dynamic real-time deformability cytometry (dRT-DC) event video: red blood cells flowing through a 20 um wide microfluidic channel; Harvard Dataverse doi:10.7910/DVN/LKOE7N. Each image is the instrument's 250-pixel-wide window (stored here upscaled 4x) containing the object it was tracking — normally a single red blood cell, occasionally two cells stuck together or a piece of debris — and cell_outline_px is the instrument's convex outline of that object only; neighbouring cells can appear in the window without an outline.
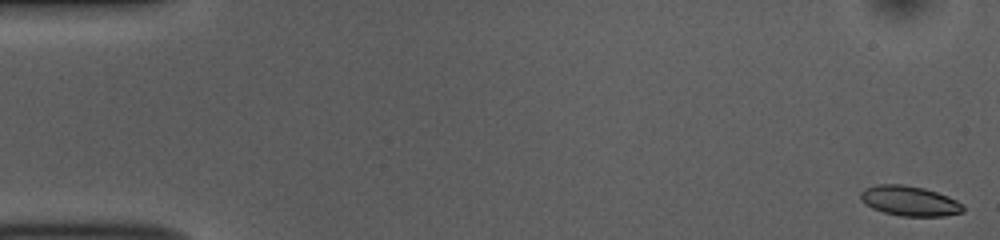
{"species": "common noctule bat (a hibernating species)", "species_latin": "Nyctalus noctula", "temperature_condition": "room temperature", "stored_images_in_passage": 53, "camera_frame_rate_fps": 3000, "um_per_image_px": 0.085, "animal": {"sex": "female", "body_mass_g": 10.0, "forearm_length_mm": 53.1}, "frame": {"image": 1, "passage_image": 1, "time_ms": 0.0, "image_size_px": [1000, 240], "cell_outline_px": [[964, 212], [944, 216], [900, 216], [884, 212], [872, 208], [864, 204], [860, 200], [860, 192], [864, 188], [876, 184], [900, 184], [924, 188], [948, 196], [964, 204]], "centroid_in_image_um": [77.3, 17.08], "position_along_channel_um": 7.7, "area_um2": 18.09}}
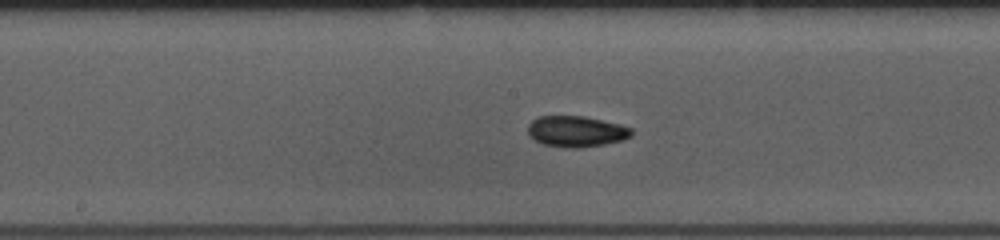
{"frame": {"image": 2, "passage_image": 27, "time_ms": 8.667, "image_size_px": [1000, 240], "cell_outline_px": [[632, 136], [620, 140], [604, 144], [580, 148], [572, 148], [544, 144], [528, 136], [528, 124], [532, 120], [540, 116], [584, 116], [620, 124], [632, 128]], "centroid_in_image_um": [48.97, 11.16], "position_along_channel_um": 199.2, "area_um2": 18.61}}
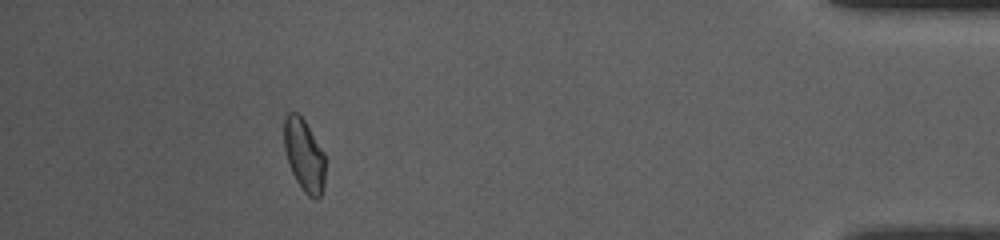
{"frame": {"image": 3, "passage_image": 48, "time_ms": 15.667, "image_size_px": [1000, 240], "cell_outline_px": [[324, 184], [320, 196], [316, 200], [308, 196], [304, 192], [296, 180], [288, 164], [284, 148], [284, 120], [288, 112], [296, 112], [304, 120], [324, 152]], "centroid_in_image_um": [25.84, 13.2], "position_along_channel_um": 409.4, "area_um2": 17.28}, "authors_computed_cell_mechanics": {"area_um2": 18.0914, "velocity_mm_per_s": 3.7841, "shape_relaxation_time_tau1_ms": null, "shape_relaxation_time_tau2_ms": 2.9577, "deformation_change_tau1": null, "deformation_change_tau2": 0.0764}}